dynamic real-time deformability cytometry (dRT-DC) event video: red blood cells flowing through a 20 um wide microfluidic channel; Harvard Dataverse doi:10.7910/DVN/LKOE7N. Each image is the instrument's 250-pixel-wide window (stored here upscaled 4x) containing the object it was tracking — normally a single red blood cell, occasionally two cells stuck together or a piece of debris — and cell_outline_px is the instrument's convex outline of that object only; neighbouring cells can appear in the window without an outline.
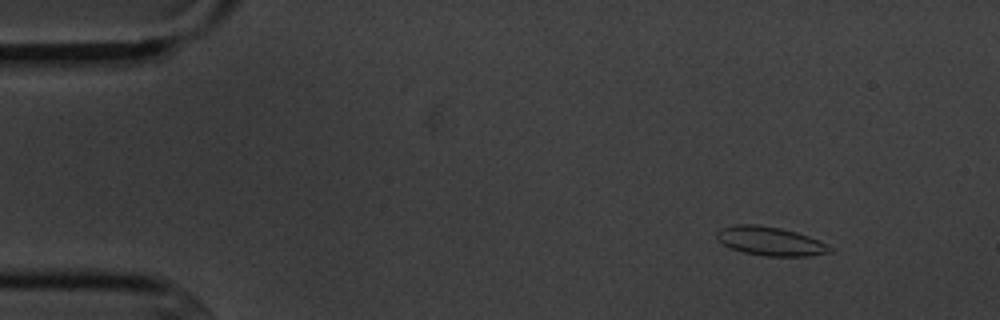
{"species": "common noctule bat (a hibernating species)", "species_latin": "Nyctalus noctula", "temperature_condition": "cold", "stored_images_in_passage": 6, "camera_frame_rate_fps": 3000, "um_per_image_px": 0.085, "animal": {"sex": "male", "body_mass_g": 20.1, "forearm_length_mm": 53.5}, "frame": {"image": 1, "passage_image": 2, "time_ms": 1.333, "image_size_px": [1000, 320], "cell_outline_px": [[832, 252], [812, 256], [764, 256], [744, 252], [732, 248], [716, 240], [716, 232], [720, 228], [736, 224], [756, 224], [780, 228], [796, 232], [808, 236], [832, 248]], "centroid_in_image_um": [65.43, 20.5], "position_along_channel_um": 19.6, "area_um2": 18.9}}